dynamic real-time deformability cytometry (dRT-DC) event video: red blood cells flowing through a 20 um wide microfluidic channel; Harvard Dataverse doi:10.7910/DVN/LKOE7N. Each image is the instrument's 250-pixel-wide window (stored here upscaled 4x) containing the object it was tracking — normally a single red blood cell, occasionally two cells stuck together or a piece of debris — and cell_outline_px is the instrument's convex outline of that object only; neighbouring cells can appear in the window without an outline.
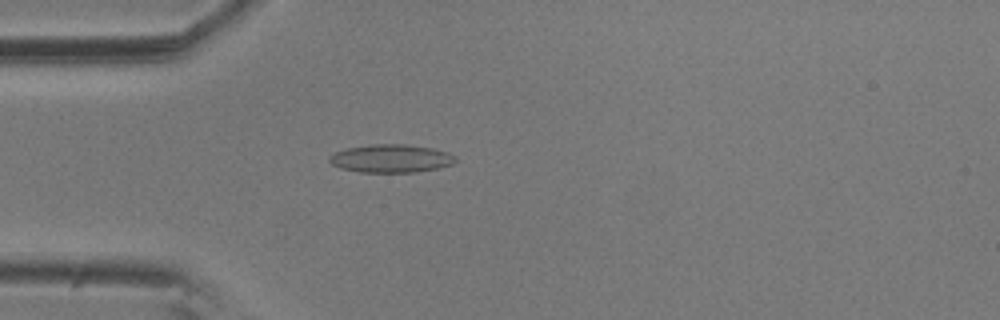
{"species": "common noctule bat (a hibernating species)", "species_latin": "Nyctalus noctula", "temperature_condition": "room temperature", "stored_images_in_passage": 4, "camera_frame_rate_fps": 3000, "um_per_image_px": 0.085, "animal": {"sex": "male", "body_mass_g": 20.5, "forearm_length_mm": 52.5}, "frame": {"image": 1, "passage_image": 4, "time_ms": 1.0, "image_size_px": [1000, 320], "cell_outline_px": [[456, 160], [452, 164], [440, 168], [416, 172], [360, 172], [340, 168], [332, 164], [328, 160], [328, 156], [336, 152], [348, 148], [372, 144], [404, 144], [432, 148], [448, 152], [456, 156]], "centroid_in_image_um": [33.25, 13.47], "position_along_channel_um": 51.8, "area_um2": 20.69}}